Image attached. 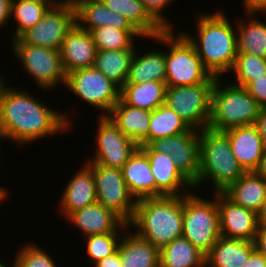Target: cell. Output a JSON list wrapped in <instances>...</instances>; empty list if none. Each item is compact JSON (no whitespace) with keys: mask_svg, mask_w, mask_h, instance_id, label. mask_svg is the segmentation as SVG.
<instances>
[{"mask_svg":"<svg viewBox=\"0 0 266 267\" xmlns=\"http://www.w3.org/2000/svg\"><path fill=\"white\" fill-rule=\"evenodd\" d=\"M148 81L166 82L164 50H150L149 48L148 51L142 53L137 49L135 50L126 83H144Z\"/></svg>","mask_w":266,"mask_h":267,"instance_id":"cell-28","label":"cell"},{"mask_svg":"<svg viewBox=\"0 0 266 267\" xmlns=\"http://www.w3.org/2000/svg\"><path fill=\"white\" fill-rule=\"evenodd\" d=\"M148 146L156 153H165L174 160L181 174L193 185L199 175L200 131L190 130L175 136L158 138Z\"/></svg>","mask_w":266,"mask_h":267,"instance_id":"cell-14","label":"cell"},{"mask_svg":"<svg viewBox=\"0 0 266 267\" xmlns=\"http://www.w3.org/2000/svg\"><path fill=\"white\" fill-rule=\"evenodd\" d=\"M63 87H67L83 104L98 108L99 116H108L120 99V88L95 67L67 74Z\"/></svg>","mask_w":266,"mask_h":267,"instance_id":"cell-10","label":"cell"},{"mask_svg":"<svg viewBox=\"0 0 266 267\" xmlns=\"http://www.w3.org/2000/svg\"><path fill=\"white\" fill-rule=\"evenodd\" d=\"M165 82L125 83L120 88V99L129 106L153 111L165 104Z\"/></svg>","mask_w":266,"mask_h":267,"instance_id":"cell-29","label":"cell"},{"mask_svg":"<svg viewBox=\"0 0 266 267\" xmlns=\"http://www.w3.org/2000/svg\"><path fill=\"white\" fill-rule=\"evenodd\" d=\"M245 89L261 107H266V74L249 82Z\"/></svg>","mask_w":266,"mask_h":267,"instance_id":"cell-40","label":"cell"},{"mask_svg":"<svg viewBox=\"0 0 266 267\" xmlns=\"http://www.w3.org/2000/svg\"><path fill=\"white\" fill-rule=\"evenodd\" d=\"M217 77L188 86H167L165 104L193 129L208 128L211 113L212 89Z\"/></svg>","mask_w":266,"mask_h":267,"instance_id":"cell-8","label":"cell"},{"mask_svg":"<svg viewBox=\"0 0 266 267\" xmlns=\"http://www.w3.org/2000/svg\"><path fill=\"white\" fill-rule=\"evenodd\" d=\"M108 116L126 137L139 146L148 145L151 111L129 106L119 99Z\"/></svg>","mask_w":266,"mask_h":267,"instance_id":"cell-24","label":"cell"},{"mask_svg":"<svg viewBox=\"0 0 266 267\" xmlns=\"http://www.w3.org/2000/svg\"><path fill=\"white\" fill-rule=\"evenodd\" d=\"M12 0H0V29L11 21ZM1 31V30H0Z\"/></svg>","mask_w":266,"mask_h":267,"instance_id":"cell-41","label":"cell"},{"mask_svg":"<svg viewBox=\"0 0 266 267\" xmlns=\"http://www.w3.org/2000/svg\"><path fill=\"white\" fill-rule=\"evenodd\" d=\"M266 11H245V19H236L237 53H248L266 58V23L259 20L258 14ZM257 15V16H255ZM248 18V19H247ZM238 25V26H237Z\"/></svg>","mask_w":266,"mask_h":267,"instance_id":"cell-25","label":"cell"},{"mask_svg":"<svg viewBox=\"0 0 266 267\" xmlns=\"http://www.w3.org/2000/svg\"><path fill=\"white\" fill-rule=\"evenodd\" d=\"M128 224L160 250L182 237L183 195L137 199L134 216Z\"/></svg>","mask_w":266,"mask_h":267,"instance_id":"cell-3","label":"cell"},{"mask_svg":"<svg viewBox=\"0 0 266 267\" xmlns=\"http://www.w3.org/2000/svg\"><path fill=\"white\" fill-rule=\"evenodd\" d=\"M15 252L12 264L14 267H56V261L50 256L48 250L39 247L38 244H24Z\"/></svg>","mask_w":266,"mask_h":267,"instance_id":"cell-38","label":"cell"},{"mask_svg":"<svg viewBox=\"0 0 266 267\" xmlns=\"http://www.w3.org/2000/svg\"><path fill=\"white\" fill-rule=\"evenodd\" d=\"M68 180L60 197L57 210L64 219L75 210L97 202L92 168L85 162ZM62 211V212H61Z\"/></svg>","mask_w":266,"mask_h":267,"instance_id":"cell-20","label":"cell"},{"mask_svg":"<svg viewBox=\"0 0 266 267\" xmlns=\"http://www.w3.org/2000/svg\"><path fill=\"white\" fill-rule=\"evenodd\" d=\"M58 4H70L75 5L79 0H54Z\"/></svg>","mask_w":266,"mask_h":267,"instance_id":"cell-51","label":"cell"},{"mask_svg":"<svg viewBox=\"0 0 266 267\" xmlns=\"http://www.w3.org/2000/svg\"><path fill=\"white\" fill-rule=\"evenodd\" d=\"M12 52L37 86L46 91L65 86L66 76L60 50L30 44H11ZM61 83V84H60ZM60 85V86H59Z\"/></svg>","mask_w":266,"mask_h":267,"instance_id":"cell-9","label":"cell"},{"mask_svg":"<svg viewBox=\"0 0 266 267\" xmlns=\"http://www.w3.org/2000/svg\"><path fill=\"white\" fill-rule=\"evenodd\" d=\"M6 264H7V263H5L4 260L2 261V259H0V267H14L12 263H11L12 266L9 265V264H7V265H6Z\"/></svg>","mask_w":266,"mask_h":267,"instance_id":"cell-53","label":"cell"},{"mask_svg":"<svg viewBox=\"0 0 266 267\" xmlns=\"http://www.w3.org/2000/svg\"><path fill=\"white\" fill-rule=\"evenodd\" d=\"M135 50H97L94 67L121 88L126 83Z\"/></svg>","mask_w":266,"mask_h":267,"instance_id":"cell-32","label":"cell"},{"mask_svg":"<svg viewBox=\"0 0 266 267\" xmlns=\"http://www.w3.org/2000/svg\"><path fill=\"white\" fill-rule=\"evenodd\" d=\"M254 246L266 258V228L258 227Z\"/></svg>","mask_w":266,"mask_h":267,"instance_id":"cell-44","label":"cell"},{"mask_svg":"<svg viewBox=\"0 0 266 267\" xmlns=\"http://www.w3.org/2000/svg\"><path fill=\"white\" fill-rule=\"evenodd\" d=\"M131 230H124L118 246L121 267H160L159 249Z\"/></svg>","mask_w":266,"mask_h":267,"instance_id":"cell-22","label":"cell"},{"mask_svg":"<svg viewBox=\"0 0 266 267\" xmlns=\"http://www.w3.org/2000/svg\"><path fill=\"white\" fill-rule=\"evenodd\" d=\"M243 267H266V258L254 248Z\"/></svg>","mask_w":266,"mask_h":267,"instance_id":"cell-42","label":"cell"},{"mask_svg":"<svg viewBox=\"0 0 266 267\" xmlns=\"http://www.w3.org/2000/svg\"><path fill=\"white\" fill-rule=\"evenodd\" d=\"M96 121L95 153L84 162L121 169L139 145L126 137L109 116H98Z\"/></svg>","mask_w":266,"mask_h":267,"instance_id":"cell-13","label":"cell"},{"mask_svg":"<svg viewBox=\"0 0 266 267\" xmlns=\"http://www.w3.org/2000/svg\"><path fill=\"white\" fill-rule=\"evenodd\" d=\"M231 74L234 73V84L245 87L249 82L266 74V58L248 53H237Z\"/></svg>","mask_w":266,"mask_h":267,"instance_id":"cell-35","label":"cell"},{"mask_svg":"<svg viewBox=\"0 0 266 267\" xmlns=\"http://www.w3.org/2000/svg\"><path fill=\"white\" fill-rule=\"evenodd\" d=\"M28 1H37L42 3H56L54 0H28Z\"/></svg>","mask_w":266,"mask_h":267,"instance_id":"cell-52","label":"cell"},{"mask_svg":"<svg viewBox=\"0 0 266 267\" xmlns=\"http://www.w3.org/2000/svg\"><path fill=\"white\" fill-rule=\"evenodd\" d=\"M199 156V175L193 184L194 190H199L200 186L210 180L213 192L222 193L245 173L234 157L228 136L223 131L209 128L200 130Z\"/></svg>","mask_w":266,"mask_h":267,"instance_id":"cell-4","label":"cell"},{"mask_svg":"<svg viewBox=\"0 0 266 267\" xmlns=\"http://www.w3.org/2000/svg\"><path fill=\"white\" fill-rule=\"evenodd\" d=\"M94 267H121L119 249L93 265ZM92 266V267H93Z\"/></svg>","mask_w":266,"mask_h":267,"instance_id":"cell-43","label":"cell"},{"mask_svg":"<svg viewBox=\"0 0 266 267\" xmlns=\"http://www.w3.org/2000/svg\"><path fill=\"white\" fill-rule=\"evenodd\" d=\"M56 4L28 0H12L11 19L16 23V30L9 40L19 38L29 28L34 27L42 20L47 10Z\"/></svg>","mask_w":266,"mask_h":267,"instance_id":"cell-34","label":"cell"},{"mask_svg":"<svg viewBox=\"0 0 266 267\" xmlns=\"http://www.w3.org/2000/svg\"><path fill=\"white\" fill-rule=\"evenodd\" d=\"M160 267H206V255L180 237L159 250Z\"/></svg>","mask_w":266,"mask_h":267,"instance_id":"cell-31","label":"cell"},{"mask_svg":"<svg viewBox=\"0 0 266 267\" xmlns=\"http://www.w3.org/2000/svg\"><path fill=\"white\" fill-rule=\"evenodd\" d=\"M196 16L195 37L192 32L180 31L194 45L211 75L222 78L230 74L237 56L236 26L220 9L211 14L198 13Z\"/></svg>","mask_w":266,"mask_h":267,"instance_id":"cell-2","label":"cell"},{"mask_svg":"<svg viewBox=\"0 0 266 267\" xmlns=\"http://www.w3.org/2000/svg\"><path fill=\"white\" fill-rule=\"evenodd\" d=\"M222 193L236 205L257 213L266 197V180L255 171L245 172Z\"/></svg>","mask_w":266,"mask_h":267,"instance_id":"cell-26","label":"cell"},{"mask_svg":"<svg viewBox=\"0 0 266 267\" xmlns=\"http://www.w3.org/2000/svg\"><path fill=\"white\" fill-rule=\"evenodd\" d=\"M255 172L266 180V146H265L260 164L258 168L255 170Z\"/></svg>","mask_w":266,"mask_h":267,"instance_id":"cell-48","label":"cell"},{"mask_svg":"<svg viewBox=\"0 0 266 267\" xmlns=\"http://www.w3.org/2000/svg\"><path fill=\"white\" fill-rule=\"evenodd\" d=\"M96 52L92 33L76 23L68 32L60 48L65 73L94 67Z\"/></svg>","mask_w":266,"mask_h":267,"instance_id":"cell-19","label":"cell"},{"mask_svg":"<svg viewBox=\"0 0 266 267\" xmlns=\"http://www.w3.org/2000/svg\"><path fill=\"white\" fill-rule=\"evenodd\" d=\"M221 236L254 242L258 229L257 213L236 205L223 193H217Z\"/></svg>","mask_w":266,"mask_h":267,"instance_id":"cell-15","label":"cell"},{"mask_svg":"<svg viewBox=\"0 0 266 267\" xmlns=\"http://www.w3.org/2000/svg\"><path fill=\"white\" fill-rule=\"evenodd\" d=\"M223 132L228 136L238 164L245 172L255 171L265 149L257 127L255 125L233 127Z\"/></svg>","mask_w":266,"mask_h":267,"instance_id":"cell-21","label":"cell"},{"mask_svg":"<svg viewBox=\"0 0 266 267\" xmlns=\"http://www.w3.org/2000/svg\"><path fill=\"white\" fill-rule=\"evenodd\" d=\"M203 198L195 190L183 195L182 237L207 255L221 236L217 193Z\"/></svg>","mask_w":266,"mask_h":267,"instance_id":"cell-7","label":"cell"},{"mask_svg":"<svg viewBox=\"0 0 266 267\" xmlns=\"http://www.w3.org/2000/svg\"><path fill=\"white\" fill-rule=\"evenodd\" d=\"M258 227L266 228V197L262 202L260 210L257 212Z\"/></svg>","mask_w":266,"mask_h":267,"instance_id":"cell-47","label":"cell"},{"mask_svg":"<svg viewBox=\"0 0 266 267\" xmlns=\"http://www.w3.org/2000/svg\"><path fill=\"white\" fill-rule=\"evenodd\" d=\"M9 190L10 189H6L5 187L0 186V205H2L3 200L6 201V199H8L7 197L9 195Z\"/></svg>","mask_w":266,"mask_h":267,"instance_id":"cell-50","label":"cell"},{"mask_svg":"<svg viewBox=\"0 0 266 267\" xmlns=\"http://www.w3.org/2000/svg\"><path fill=\"white\" fill-rule=\"evenodd\" d=\"M76 22L86 31L111 27L128 31L134 38L147 39L129 21L107 8L101 0H79L75 5Z\"/></svg>","mask_w":266,"mask_h":267,"instance_id":"cell-18","label":"cell"},{"mask_svg":"<svg viewBox=\"0 0 266 267\" xmlns=\"http://www.w3.org/2000/svg\"><path fill=\"white\" fill-rule=\"evenodd\" d=\"M116 14L125 17L144 38L155 37L164 29L149 15L142 0H101Z\"/></svg>","mask_w":266,"mask_h":267,"instance_id":"cell-30","label":"cell"},{"mask_svg":"<svg viewBox=\"0 0 266 267\" xmlns=\"http://www.w3.org/2000/svg\"><path fill=\"white\" fill-rule=\"evenodd\" d=\"M67 221L75 226L83 236L108 233H119L129 226L119 215L113 210L106 208L102 204L96 202L85 206L84 208L75 210L66 218Z\"/></svg>","mask_w":266,"mask_h":267,"instance_id":"cell-16","label":"cell"},{"mask_svg":"<svg viewBox=\"0 0 266 267\" xmlns=\"http://www.w3.org/2000/svg\"><path fill=\"white\" fill-rule=\"evenodd\" d=\"M191 128L166 104L151 111L148 144L158 138H165L184 133Z\"/></svg>","mask_w":266,"mask_h":267,"instance_id":"cell-33","label":"cell"},{"mask_svg":"<svg viewBox=\"0 0 266 267\" xmlns=\"http://www.w3.org/2000/svg\"><path fill=\"white\" fill-rule=\"evenodd\" d=\"M172 1L174 0H142L146 11L164 30L176 28L167 15L163 14L167 6L173 4Z\"/></svg>","mask_w":266,"mask_h":267,"instance_id":"cell-39","label":"cell"},{"mask_svg":"<svg viewBox=\"0 0 266 267\" xmlns=\"http://www.w3.org/2000/svg\"><path fill=\"white\" fill-rule=\"evenodd\" d=\"M254 242L220 236L206 255V267H243Z\"/></svg>","mask_w":266,"mask_h":267,"instance_id":"cell-27","label":"cell"},{"mask_svg":"<svg viewBox=\"0 0 266 267\" xmlns=\"http://www.w3.org/2000/svg\"><path fill=\"white\" fill-rule=\"evenodd\" d=\"M97 50L136 49V39L125 30L111 27L96 28L92 32Z\"/></svg>","mask_w":266,"mask_h":267,"instance_id":"cell-36","label":"cell"},{"mask_svg":"<svg viewBox=\"0 0 266 267\" xmlns=\"http://www.w3.org/2000/svg\"><path fill=\"white\" fill-rule=\"evenodd\" d=\"M76 23L75 6L58 3L51 6L34 27L11 40V44H30L60 50L65 37Z\"/></svg>","mask_w":266,"mask_h":267,"instance_id":"cell-11","label":"cell"},{"mask_svg":"<svg viewBox=\"0 0 266 267\" xmlns=\"http://www.w3.org/2000/svg\"><path fill=\"white\" fill-rule=\"evenodd\" d=\"M122 233V234H121ZM123 232L97 234L84 237L86 243V259L91 265L114 253L119 246Z\"/></svg>","mask_w":266,"mask_h":267,"instance_id":"cell-37","label":"cell"},{"mask_svg":"<svg viewBox=\"0 0 266 267\" xmlns=\"http://www.w3.org/2000/svg\"><path fill=\"white\" fill-rule=\"evenodd\" d=\"M3 74H0V119H1V107H2V99L4 95L5 88L8 84H6L8 81H6V77L2 76Z\"/></svg>","mask_w":266,"mask_h":267,"instance_id":"cell-49","label":"cell"},{"mask_svg":"<svg viewBox=\"0 0 266 267\" xmlns=\"http://www.w3.org/2000/svg\"><path fill=\"white\" fill-rule=\"evenodd\" d=\"M245 11H266V0H243Z\"/></svg>","mask_w":266,"mask_h":267,"instance_id":"cell-46","label":"cell"},{"mask_svg":"<svg viewBox=\"0 0 266 267\" xmlns=\"http://www.w3.org/2000/svg\"><path fill=\"white\" fill-rule=\"evenodd\" d=\"M86 163L93 171L97 202L129 223L134 216L137 200L129 192L121 169Z\"/></svg>","mask_w":266,"mask_h":267,"instance_id":"cell-12","label":"cell"},{"mask_svg":"<svg viewBox=\"0 0 266 267\" xmlns=\"http://www.w3.org/2000/svg\"><path fill=\"white\" fill-rule=\"evenodd\" d=\"M217 77L212 89L208 128L225 131L233 127L255 125L261 106L245 87Z\"/></svg>","mask_w":266,"mask_h":267,"instance_id":"cell-5","label":"cell"},{"mask_svg":"<svg viewBox=\"0 0 266 267\" xmlns=\"http://www.w3.org/2000/svg\"><path fill=\"white\" fill-rule=\"evenodd\" d=\"M26 91L18 90L14 85L5 88L0 119V136L4 141L30 146L40 139L53 138L74 129L71 115L52 109Z\"/></svg>","mask_w":266,"mask_h":267,"instance_id":"cell-1","label":"cell"},{"mask_svg":"<svg viewBox=\"0 0 266 267\" xmlns=\"http://www.w3.org/2000/svg\"><path fill=\"white\" fill-rule=\"evenodd\" d=\"M122 176L134 198L156 197V181L147 155L138 148L121 168Z\"/></svg>","mask_w":266,"mask_h":267,"instance_id":"cell-23","label":"cell"},{"mask_svg":"<svg viewBox=\"0 0 266 267\" xmlns=\"http://www.w3.org/2000/svg\"><path fill=\"white\" fill-rule=\"evenodd\" d=\"M255 126L257 127L259 134L263 138V142L266 146V107H261Z\"/></svg>","mask_w":266,"mask_h":267,"instance_id":"cell-45","label":"cell"},{"mask_svg":"<svg viewBox=\"0 0 266 267\" xmlns=\"http://www.w3.org/2000/svg\"><path fill=\"white\" fill-rule=\"evenodd\" d=\"M147 155L156 181V197L186 195L193 185L181 174L174 160L165 153H156L148 145L139 146Z\"/></svg>","mask_w":266,"mask_h":267,"instance_id":"cell-17","label":"cell"},{"mask_svg":"<svg viewBox=\"0 0 266 267\" xmlns=\"http://www.w3.org/2000/svg\"><path fill=\"white\" fill-rule=\"evenodd\" d=\"M175 33L174 29H167L147 38L168 47L165 50L166 85L188 86L206 82L212 75L204 67L194 45L182 32Z\"/></svg>","mask_w":266,"mask_h":267,"instance_id":"cell-6","label":"cell"}]
</instances>
